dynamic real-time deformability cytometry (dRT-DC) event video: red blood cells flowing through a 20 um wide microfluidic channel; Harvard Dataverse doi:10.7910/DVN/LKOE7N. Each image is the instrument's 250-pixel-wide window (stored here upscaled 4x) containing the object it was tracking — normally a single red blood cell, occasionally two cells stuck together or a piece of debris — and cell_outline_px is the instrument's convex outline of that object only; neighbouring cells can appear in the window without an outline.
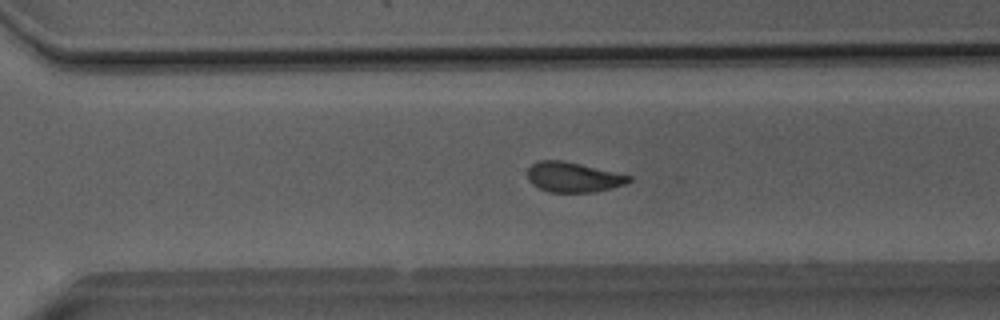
{"species": "Egyptian fruit bat (a non-hibernating species)", "species_latin": "Rousettus aegyptiacus", "temperature_condition": "room temperature", "stored_images_in_passage": 42, "camera_frame_rate_fps": 3000, "um_per_image_px": 0.085, "animal": {"sex": "male"}, "frame": {"image": 1, "passage_image": 27, "time_ms": 8.667, "image_size_px": [1000, 320], "cell_outline_px": [[632, 180], [624, 184], [612, 188], [596, 192], [548, 192], [532, 184], [528, 180], [528, 168], [532, 164], [540, 160], [564, 160], [632, 176]], "centroid_in_image_um": [48.72, 15.06], "position_along_channel_um": 321.9, "area_um2": 17.74}}
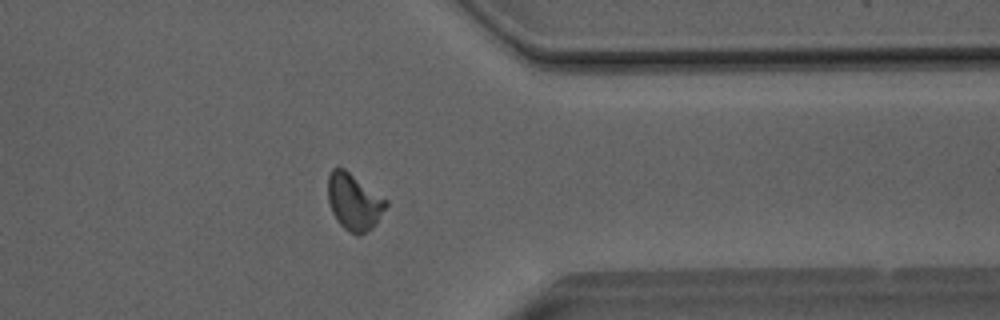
{"frame": {"image": 2, "passage_image": 32, "time_ms": 10.333, "image_size_px": [1000, 320], "cell_outline_px": [[388, 204], [372, 228], [360, 236], [356, 236], [348, 232], [336, 220], [332, 212], [328, 200], [328, 176], [332, 168], [344, 168], [388, 200]], "centroid_in_image_um": [30.08, 17.17], "position_along_channel_um": 381.3, "area_um2": 19.19}}
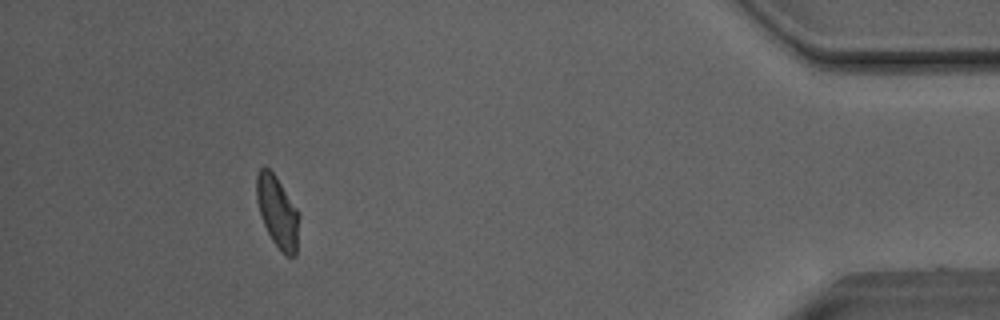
{"frame": {"image": 3, "passage_image": 38, "time_ms": 12.333, "image_size_px": [1000, 320], "cell_outline_px": [[300, 216], [296, 256], [288, 256], [272, 240], [264, 224], [256, 200], [256, 176], [260, 168], [264, 164], [276, 176], [300, 212]], "centroid_in_image_um": [23.6, 17.96], "position_along_channel_um": 411.6, "area_um2": 17.8}, "authors_computed_cell_mechanics": {"area_um2": 18.3804, "velocity_mm_per_s": 4.0495, "shape_relaxation_time_tau1_ms": null, "shape_relaxation_time_tau2_ms": 1.3305, "deformation_change_tau1": null, "deformation_change_tau2": 0.082}}